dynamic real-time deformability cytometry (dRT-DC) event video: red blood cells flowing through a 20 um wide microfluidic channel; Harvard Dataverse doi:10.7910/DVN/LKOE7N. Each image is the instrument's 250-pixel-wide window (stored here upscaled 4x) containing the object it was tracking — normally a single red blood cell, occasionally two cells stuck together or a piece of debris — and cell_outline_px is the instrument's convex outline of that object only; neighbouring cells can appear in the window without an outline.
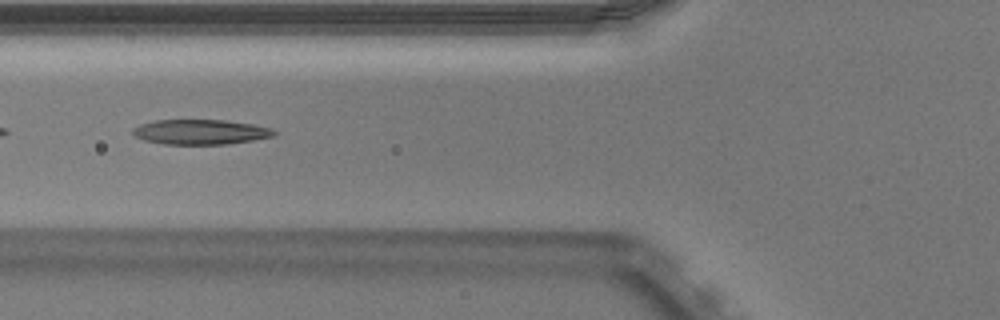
{"species": "Egyptian fruit bat (a non-hibernating species)", "species_latin": "Rousettus aegyptiacus", "temperature_condition": "warm", "stored_images_in_passage": 42, "camera_frame_rate_fps": 3000, "um_per_image_px": 0.085, "animal": {"sex": "male"}, "frame": {"image": 1, "passage_image": 11, "time_ms": 3.333, "image_size_px": [1000, 320], "cell_outline_px": [[276, 132], [272, 136], [252, 140], [228, 144], [164, 144], [144, 140], [136, 136], [132, 132], [132, 128], [140, 124], [156, 120], [228, 120], [252, 124], [272, 128]], "centroid_in_image_um": [17.03, 11.21], "position_along_channel_um": 108.8, "area_um2": 20.46}}
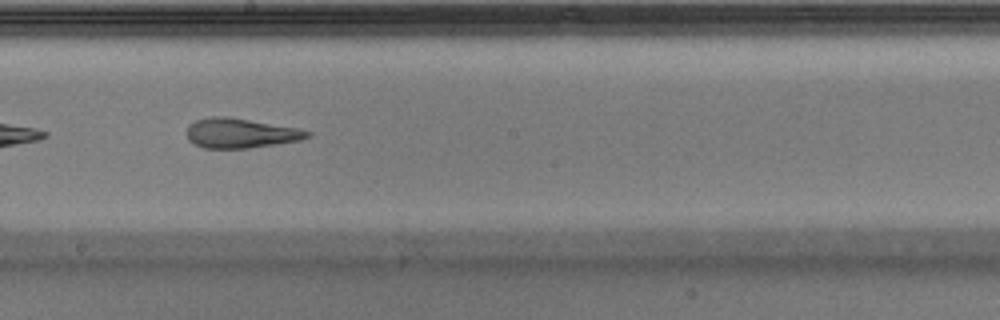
{"frame": {"image": 2, "passage_image": 20, "time_ms": 6.333, "image_size_px": [1000, 320], "cell_outline_px": [[312, 136], [300, 140], [248, 148], [204, 148], [188, 140], [188, 124], [196, 120], [212, 116], [228, 116], [296, 128], [312, 132]], "centroid_in_image_um": [20.44, 11.31], "position_along_channel_um": 227.8, "area_um2": 20.69}}
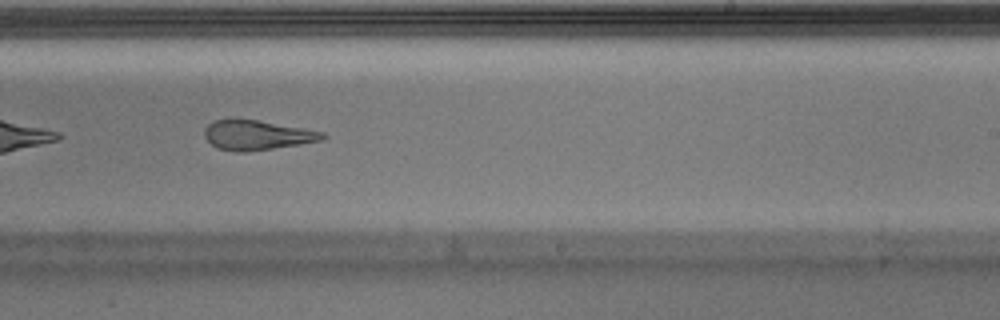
{"frame": {"image": 3, "passage_image": 23, "time_ms": 7.333, "image_size_px": [1000, 320], "cell_outline_px": [[328, 136], [320, 140], [272, 148], [244, 152], [236, 152], [220, 148], [212, 144], [204, 136], [204, 128], [208, 124], [216, 120], [256, 120], [304, 128], [324, 132]], "centroid_in_image_um": [21.84, 11.48], "position_along_channel_um": 267.2, "area_um2": 19.88}, "authors_computed_cell_mechanics": {"area_um2": 22.3975, "velocity_mm_per_s": 3.9482, "shape_relaxation_time_tau1_ms": 7.3808, "shape_relaxation_time_tau2_ms": 2.1682, "deformation_change_tau1": 0.2483, "deformation_change_tau2": 0.1284}}